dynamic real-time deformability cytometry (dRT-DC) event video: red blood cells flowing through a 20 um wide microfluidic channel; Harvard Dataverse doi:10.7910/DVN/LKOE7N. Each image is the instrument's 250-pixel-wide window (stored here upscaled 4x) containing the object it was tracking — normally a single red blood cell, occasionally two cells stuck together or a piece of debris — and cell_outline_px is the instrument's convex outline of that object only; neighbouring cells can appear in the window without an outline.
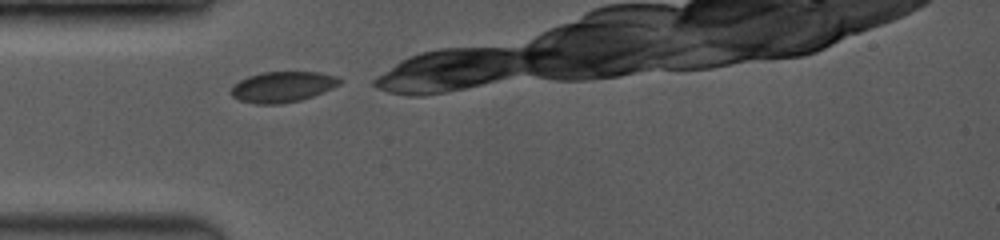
{"species": "common noctule bat (a hibernating species)", "species_latin": "Nyctalus noctula", "temperature_condition": "room temperature", "stored_images_in_passage": 22, "camera_frame_rate_fps": 3500, "um_per_image_px": 0.085, "animal": {"sex": "female", "body_mass_g": 19.0, "forearm_length_mm": 53.3}, "frame": {"image": 1, "passage_image": 1, "time_ms": 0.0, "image_size_px": [1000, 240], "cell_outline_px": [[344, 80], [340, 84], [332, 88], [312, 96], [300, 100], [280, 104], [256, 104], [240, 100], [232, 96], [232, 84], [248, 76], [264, 72], [320, 72], [336, 76]], "centroid_in_image_um": [24.03, 7.37], "position_along_channel_um": 61.0, "area_um2": 19.36}}
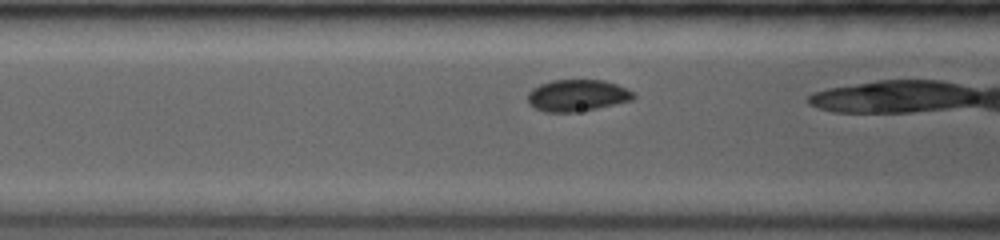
{"frame": {"image": 2, "passage_image": 7, "time_ms": 1.429, "image_size_px": [1000, 240], "cell_outline_px": [[636, 96], [632, 100], [596, 108], [576, 112], [544, 112], [528, 104], [528, 92], [532, 88], [540, 84], [552, 80], [604, 80], [616, 84], [632, 92]], "centroid_in_image_um": [49.02, 8.11], "position_along_channel_um": 117.6, "area_um2": 19.42}}